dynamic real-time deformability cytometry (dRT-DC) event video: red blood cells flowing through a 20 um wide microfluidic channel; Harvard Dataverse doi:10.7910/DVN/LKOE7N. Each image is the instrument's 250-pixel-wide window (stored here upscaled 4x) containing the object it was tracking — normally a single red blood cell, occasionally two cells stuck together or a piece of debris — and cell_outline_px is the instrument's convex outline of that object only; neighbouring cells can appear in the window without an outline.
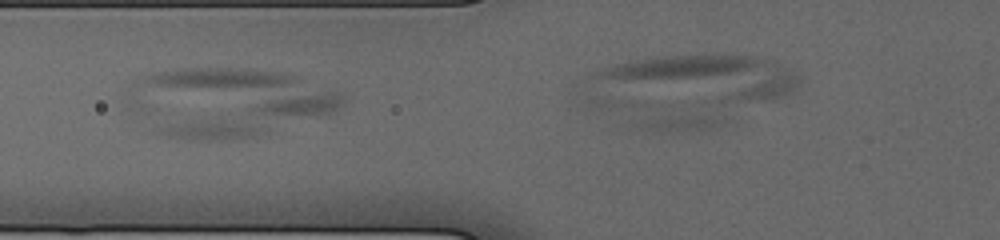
{"species": "human", "species_latin": "Homo sapiens", "temperature_condition": "cold", "stored_images_in_passage": 13, "camera_frame_rate_fps": 3000, "um_per_image_px": 0.085, "donor": {"sex": "male"}, "frame": {"image": 1, "passage_image": 3, "time_ms": 1.667, "image_size_px": [1000, 240], "cell_outline_px": [[728, 120], [724, 124], [712, 128], [676, 132], [644, 128], [628, 124], [580, 104], [576, 92], [608, 96], [632, 100], [720, 116]], "centroid_in_image_um": [55.26, 9.69], "position_along_channel_um": 70.5, "area_um2": 21.04}}